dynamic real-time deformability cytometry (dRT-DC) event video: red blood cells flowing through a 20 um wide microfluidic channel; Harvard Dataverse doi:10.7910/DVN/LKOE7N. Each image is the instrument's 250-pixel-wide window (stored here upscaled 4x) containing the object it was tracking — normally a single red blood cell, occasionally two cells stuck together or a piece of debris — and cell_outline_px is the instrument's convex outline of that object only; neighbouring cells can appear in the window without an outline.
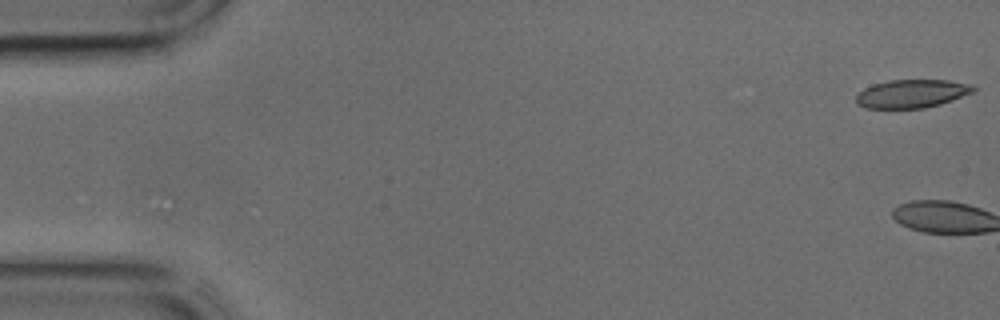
{"species": "common noctule bat (a hibernating species)", "species_latin": "Nyctalus noctula", "temperature_condition": "cold", "stored_images_in_passage": 2, "camera_frame_rate_fps": 3000, "um_per_image_px": 0.085, "animal": {"sex": "male", "body_mass_g": 17.9, "forearm_length_mm": 54.2}, "frame": {"image": 1, "passage_image": 1, "time_ms": 0.0, "image_size_px": [1000, 320], "cell_outline_px": [[976, 92], [940, 104], [924, 108], [864, 108], [856, 104], [856, 96], [864, 88], [872, 84], [888, 80], [948, 80], [972, 84], [976, 88]], "centroid_in_image_um": [77.52, 7.96], "position_along_channel_um": 7.5, "area_um2": 19.54}}